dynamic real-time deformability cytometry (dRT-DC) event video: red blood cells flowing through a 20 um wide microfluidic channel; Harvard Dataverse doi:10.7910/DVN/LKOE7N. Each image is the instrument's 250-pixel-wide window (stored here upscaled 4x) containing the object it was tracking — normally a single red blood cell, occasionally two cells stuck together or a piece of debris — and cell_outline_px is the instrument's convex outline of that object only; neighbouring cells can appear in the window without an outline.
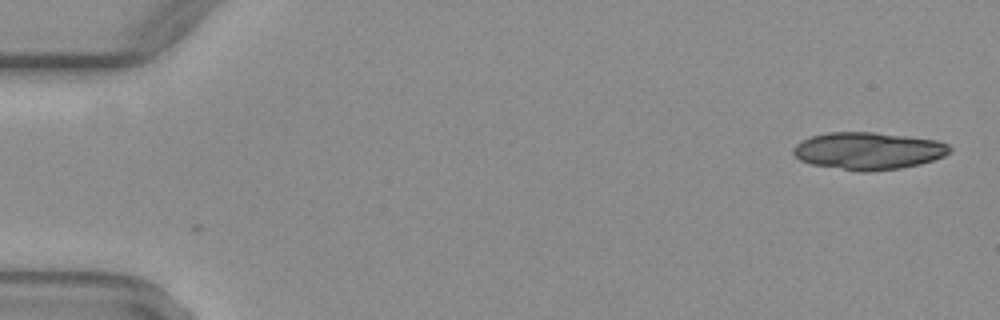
{"species": "common noctule bat (a hibernating species)", "species_latin": "Nyctalus noctula", "temperature_condition": "warm", "stored_images_in_passage": 52, "camera_frame_rate_fps": 3000, "um_per_image_px": 0.085, "animal": {"sex": "female", "body_mass_g": 29.2, "forearm_length_mm": 56.3}, "frame": {"image": 1, "passage_image": 2, "time_ms": 0.333, "image_size_px": [1000, 320], "cell_outline_px": [[952, 152], [944, 156], [920, 164], [900, 168], [868, 172], [864, 172], [812, 164], [800, 160], [792, 152], [792, 148], [800, 140], [812, 136], [828, 132], [876, 132], [908, 136], [936, 140], [948, 144], [952, 148]], "centroid_in_image_um": [73.81, 12.81], "position_along_channel_um": 11.2, "area_um2": 34.1}}
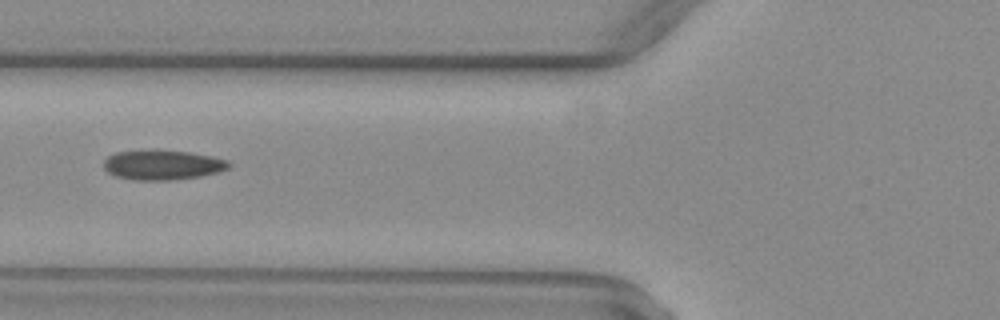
{"frame": {"image": 2, "passage_image": 21, "time_ms": 6.667, "image_size_px": [1000, 320], "cell_outline_px": [[232, 164], [228, 168], [220, 172], [200, 176], [172, 180], [132, 180], [116, 176], [108, 172], [104, 168], [104, 160], [108, 156], [116, 152], [152, 148], [188, 152], [212, 156], [228, 160]], "centroid_in_image_um": [13.81, 14.0], "position_along_channel_um": 112.0, "area_um2": 22.2}}
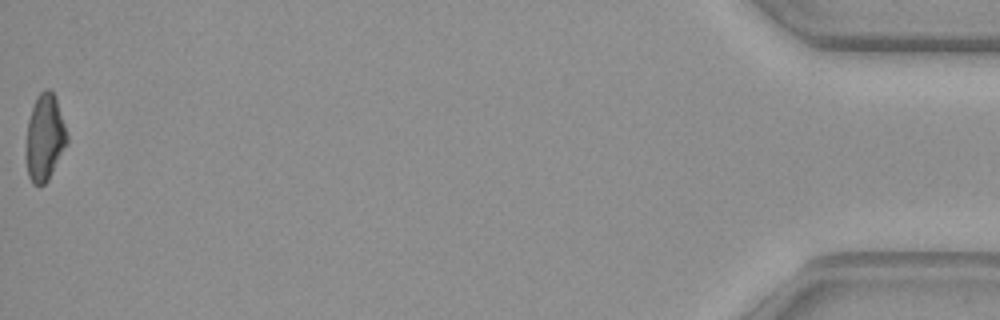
{"frame": {"image": 3, "passage_image": 52, "time_ms": 17.0, "image_size_px": [1000, 320], "cell_outline_px": [[68, 140], [48, 180], [44, 184], [32, 184], [28, 176], [28, 120], [36, 96], [44, 88], [48, 88], [52, 92], [56, 100], [68, 136]], "centroid_in_image_um": [3.82, 11.66], "position_along_channel_um": 431.4, "area_um2": 19.83}, "authors_computed_cell_mechanics": {"area_um2": 21.7328, "velocity_mm_per_s": 4.0655, "shape_relaxation_time_tau1_ms": null, "shape_relaxation_time_tau2_ms": 2.4296, "deformation_change_tau1": null, "deformation_change_tau2": 0.0939}}